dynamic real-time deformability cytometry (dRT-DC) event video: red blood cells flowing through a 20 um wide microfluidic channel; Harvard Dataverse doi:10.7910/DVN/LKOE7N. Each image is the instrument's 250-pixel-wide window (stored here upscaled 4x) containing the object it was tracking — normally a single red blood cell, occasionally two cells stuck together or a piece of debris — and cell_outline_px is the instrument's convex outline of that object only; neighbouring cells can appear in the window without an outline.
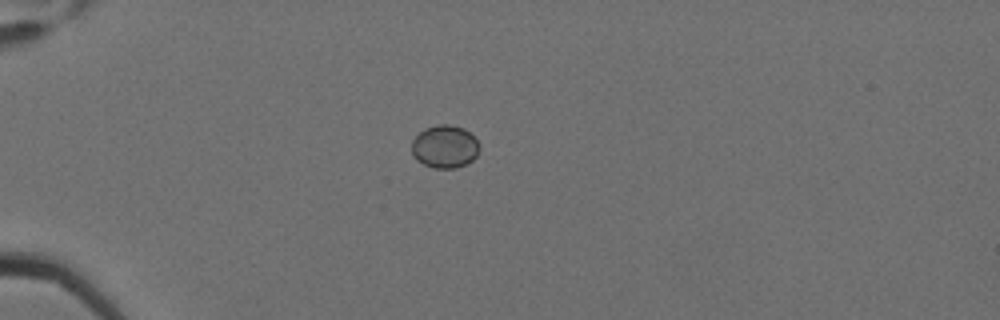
{"species": "Egyptian fruit bat (a non-hibernating species)", "species_latin": "Rousettus aegyptiacus", "temperature_condition": "cold", "stored_images_in_passage": 6, "camera_frame_rate_fps": 3000, "um_per_image_px": 0.085, "animal": {"sex": "female"}, "frame": {"image": 1, "passage_image": 4, "time_ms": 1.0, "image_size_px": [1000, 320], "cell_outline_px": [[480, 148], [476, 156], [472, 160], [456, 168], [432, 168], [416, 160], [412, 152], [412, 140], [424, 128], [440, 124], [448, 124], [464, 128], [476, 140]], "centroid_in_image_um": [37.79, 12.46], "position_along_channel_um": 47.2, "area_um2": 16.82}}
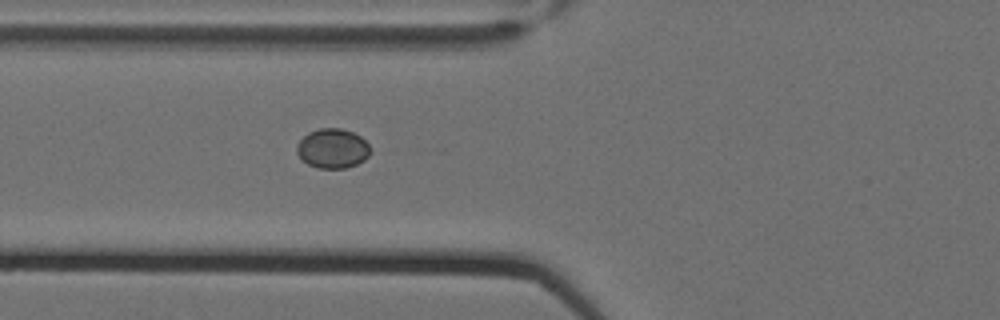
{"frame": {"image": 2, "passage_image": 6, "time_ms": 1.667, "image_size_px": [1000, 320], "cell_outline_px": [[372, 152], [364, 160], [356, 164], [344, 168], [320, 168], [308, 164], [296, 152], [296, 144], [308, 132], [320, 128], [340, 128], [352, 132], [360, 136], [368, 144]], "centroid_in_image_um": [28.27, 12.61], "position_along_channel_um": 97.5, "area_um2": 16.88}}